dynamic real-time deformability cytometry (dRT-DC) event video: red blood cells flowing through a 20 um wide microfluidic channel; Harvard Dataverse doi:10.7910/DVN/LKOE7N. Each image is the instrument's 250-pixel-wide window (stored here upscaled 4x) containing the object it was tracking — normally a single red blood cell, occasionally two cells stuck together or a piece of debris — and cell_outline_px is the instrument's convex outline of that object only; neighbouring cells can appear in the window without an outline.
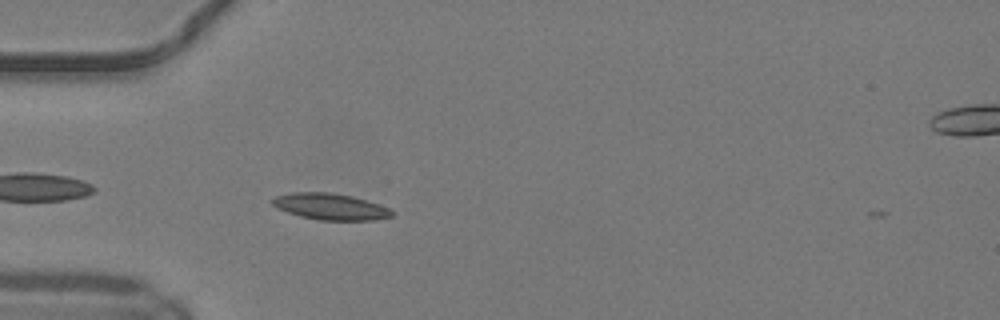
{"species": "common noctule bat (a hibernating species)", "species_latin": "Nyctalus noctula", "temperature_condition": "warm", "stored_images_in_passage": 38, "camera_frame_rate_fps": 3000, "um_per_image_px": 0.085, "animal": {"sex": "male", "body_mass_g": 19.2, "forearm_length_mm": 51.8}, "frame": {"image": 1, "passage_image": 4, "time_ms": 1.0, "image_size_px": [1000, 320], "cell_outline_px": [[396, 212], [392, 216], [376, 220], [320, 220], [300, 216], [276, 208], [272, 204], [272, 200], [276, 196], [292, 192], [328, 192], [352, 196], [392, 208]], "centroid_in_image_um": [28.13, 17.56], "position_along_channel_um": 56.9, "area_um2": 18.44}}
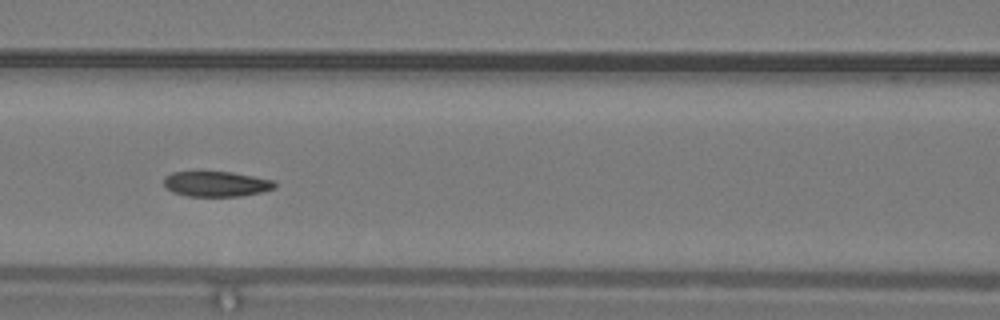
{"frame": {"image": 2, "passage_image": 11, "time_ms": 3.333, "image_size_px": [1000, 320], "cell_outline_px": [[276, 188], [264, 192], [240, 196], [188, 196], [172, 192], [164, 184], [164, 176], [172, 172], [232, 172], [272, 180], [276, 184]], "centroid_in_image_um": [18.39, 15.64], "position_along_channel_um": 148.2, "area_um2": 16.3}}
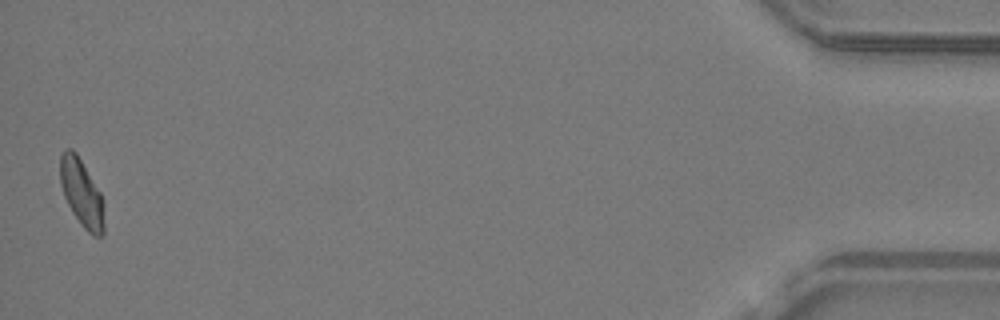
{"frame": {"image": 3, "passage_image": 38, "time_ms": 12.333, "image_size_px": [1000, 320], "cell_outline_px": [[104, 232], [100, 236], [92, 236], [80, 224], [72, 212], [64, 196], [60, 184], [60, 152], [64, 148], [72, 148], [76, 152], [100, 192], [104, 204]], "centroid_in_image_um": [6.93, 16.4], "position_along_channel_um": 428.3, "area_um2": 17.46}, "authors_computed_cell_mechanics": {"area_um2": 17.1666, "velocity_mm_per_s": 4.1631, "shape_relaxation_time_tau1_ms": 5.4471, "shape_relaxation_time_tau2_ms": 3.2426, "deformation_change_tau1": 0.1497, "deformation_change_tau2": 0.0646}}